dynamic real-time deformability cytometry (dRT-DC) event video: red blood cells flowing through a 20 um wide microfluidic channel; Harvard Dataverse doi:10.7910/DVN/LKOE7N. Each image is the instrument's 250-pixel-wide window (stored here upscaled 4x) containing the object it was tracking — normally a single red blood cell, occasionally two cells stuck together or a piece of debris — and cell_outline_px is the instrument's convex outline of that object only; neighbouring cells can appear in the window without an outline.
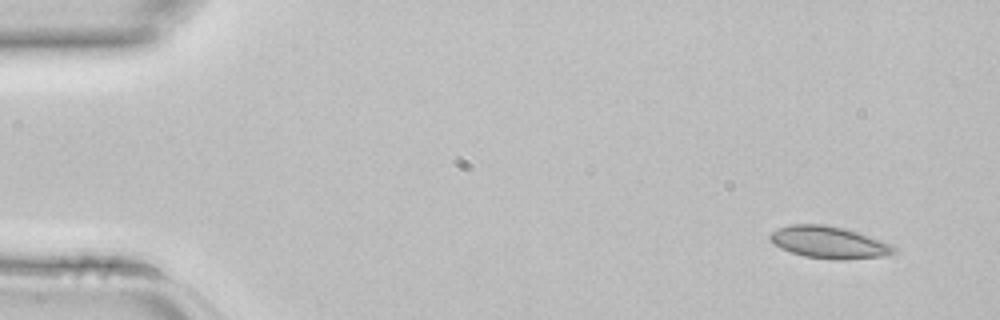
{"species": "common noctule bat (a hibernating species)", "species_latin": "Nyctalus noctula", "temperature_condition": "room temperature", "stored_images_in_passage": 4, "camera_frame_rate_fps": 3000, "um_per_image_px": 0.085, "animal": {"sex": "female", "body_mass_g": 22.7, "forearm_length_mm": 54.2}, "frame": {"image": 1, "passage_image": 1, "time_ms": 0.0, "image_size_px": [1000, 320], "cell_outline_px": [[896, 252], [888, 256], [804, 256], [780, 248], [768, 240], [768, 236], [772, 232], [788, 224], [824, 224], [844, 228], [892, 244], [896, 248]], "centroid_in_image_um": [70.39, 20.53], "position_along_channel_um": 14.6, "area_um2": 21.91}}
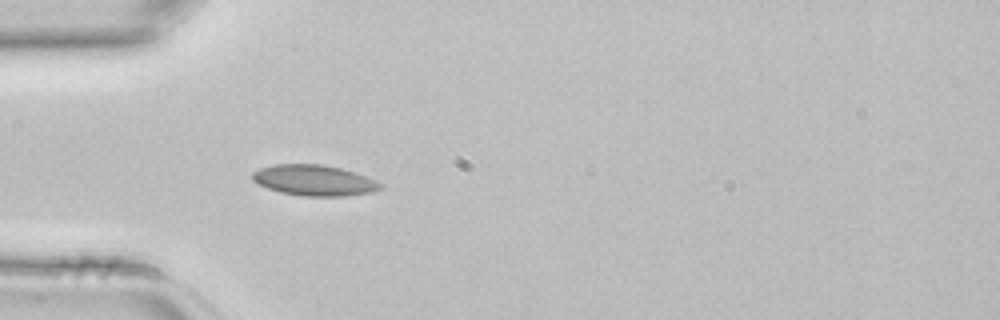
{"frame": {"image": 2, "passage_image": 4, "time_ms": 1.0, "image_size_px": [1000, 320], "cell_outline_px": [[384, 188], [372, 192], [344, 196], [304, 196], [280, 192], [256, 184], [252, 180], [252, 172], [260, 168], [276, 164], [324, 164], [340, 168], [364, 176], [384, 184]], "centroid_in_image_um": [26.69, 15.33], "position_along_channel_um": 58.3, "area_um2": 22.95}}